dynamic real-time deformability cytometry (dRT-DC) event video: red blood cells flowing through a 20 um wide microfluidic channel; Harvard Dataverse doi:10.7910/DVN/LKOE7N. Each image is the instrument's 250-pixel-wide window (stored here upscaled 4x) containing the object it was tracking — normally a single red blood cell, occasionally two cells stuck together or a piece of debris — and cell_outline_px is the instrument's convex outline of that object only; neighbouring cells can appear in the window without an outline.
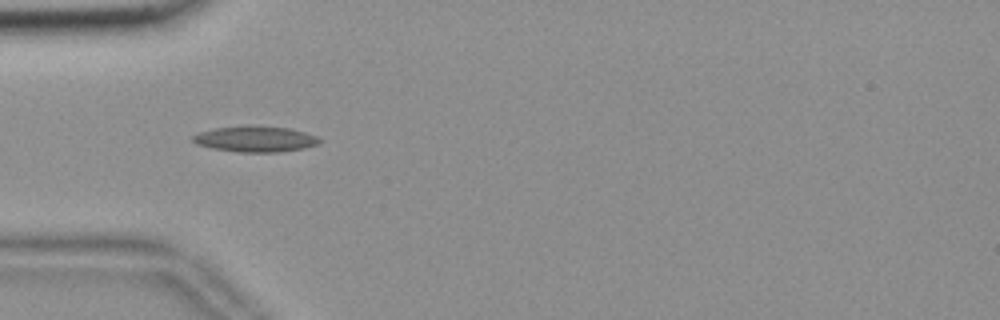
{"species": "common noctule bat (a hibernating species)", "species_latin": "Nyctalus noctula", "temperature_condition": "room temperature", "stored_images_in_passage": 10, "camera_frame_rate_fps": 3000, "um_per_image_px": 0.085, "animal": {"sex": "female", "body_mass_g": 18.4}, "frame": {"image": 1, "passage_image": 7, "time_ms": 2.0, "image_size_px": [1000, 320], "cell_outline_px": [[320, 144], [304, 148], [276, 152], [236, 152], [212, 148], [196, 144], [192, 140], [192, 136], [200, 132], [216, 128], [248, 124], [292, 128], [316, 136], [320, 140]], "centroid_in_image_um": [21.7, 11.8], "position_along_channel_um": 63.3, "area_um2": 19.31}}